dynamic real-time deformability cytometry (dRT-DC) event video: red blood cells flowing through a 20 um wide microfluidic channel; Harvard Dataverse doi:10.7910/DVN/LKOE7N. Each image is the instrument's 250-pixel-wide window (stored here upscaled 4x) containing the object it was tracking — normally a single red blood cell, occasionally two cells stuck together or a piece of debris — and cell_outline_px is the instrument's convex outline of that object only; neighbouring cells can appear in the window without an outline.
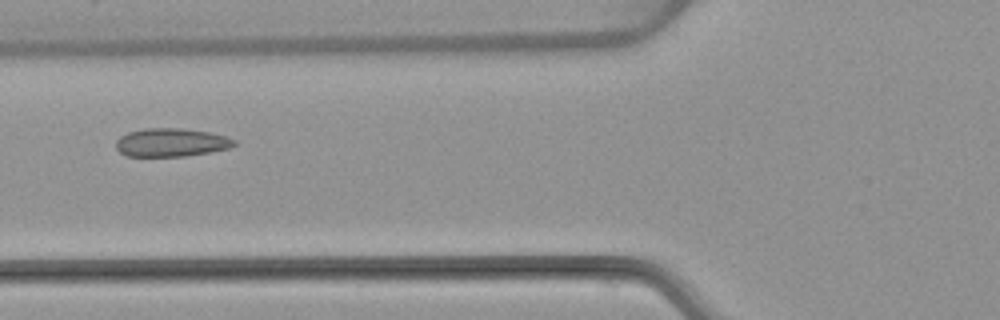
{"species": "common noctule bat (a hibernating species)", "species_latin": "Nyctalus noctula", "temperature_condition": "warm", "stored_images_in_passage": 5, "camera_frame_rate_fps": 3000, "um_per_image_px": 0.085, "animal": {"sex": "female", "body_mass_g": 22.7, "forearm_length_mm": 54.2}, "frame": {"image": 1, "passage_image": 5, "time_ms": 6.333, "image_size_px": [1000, 320], "cell_outline_px": [[236, 144], [228, 148], [208, 152], [184, 156], [124, 156], [116, 148], [116, 140], [120, 136], [128, 132], [144, 128], [180, 128], [208, 132], [224, 136], [236, 140]], "centroid_in_image_um": [14.5, 12.11], "position_along_channel_um": 111.3, "area_um2": 19.42}}